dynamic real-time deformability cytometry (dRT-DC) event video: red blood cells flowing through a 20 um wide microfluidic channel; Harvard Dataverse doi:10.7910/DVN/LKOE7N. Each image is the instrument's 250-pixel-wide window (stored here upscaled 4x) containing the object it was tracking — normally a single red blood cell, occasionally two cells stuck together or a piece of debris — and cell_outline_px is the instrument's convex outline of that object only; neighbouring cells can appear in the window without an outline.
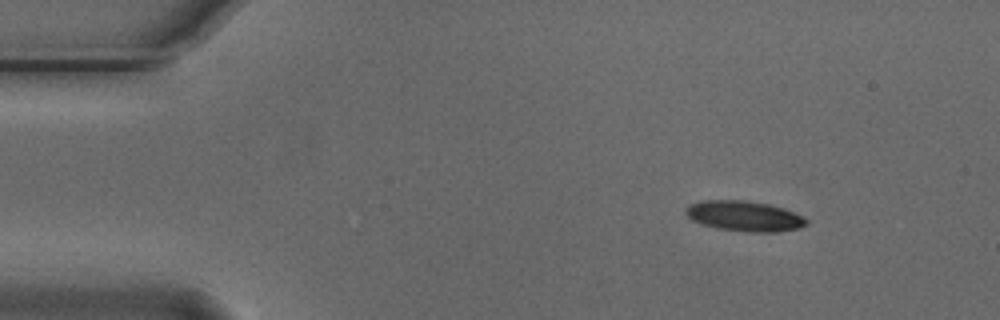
{"species": "Egyptian fruit bat (a non-hibernating species)", "species_latin": "Rousettus aegyptiacus", "temperature_condition": "cold", "stored_images_in_passage": 4, "camera_frame_rate_fps": 3000, "um_per_image_px": 0.085, "animal": {"sex": "male"}, "frame": {"image": 1, "passage_image": 2, "time_ms": 0.333, "image_size_px": [1000, 320], "cell_outline_px": [[808, 224], [800, 228], [776, 232], [748, 232], [716, 228], [700, 224], [692, 220], [684, 212], [684, 208], [692, 204], [704, 200], [744, 200], [768, 204], [784, 208], [804, 216], [808, 220]], "centroid_in_image_um": [63.29, 18.37], "position_along_channel_um": 21.7, "area_um2": 21.5}}